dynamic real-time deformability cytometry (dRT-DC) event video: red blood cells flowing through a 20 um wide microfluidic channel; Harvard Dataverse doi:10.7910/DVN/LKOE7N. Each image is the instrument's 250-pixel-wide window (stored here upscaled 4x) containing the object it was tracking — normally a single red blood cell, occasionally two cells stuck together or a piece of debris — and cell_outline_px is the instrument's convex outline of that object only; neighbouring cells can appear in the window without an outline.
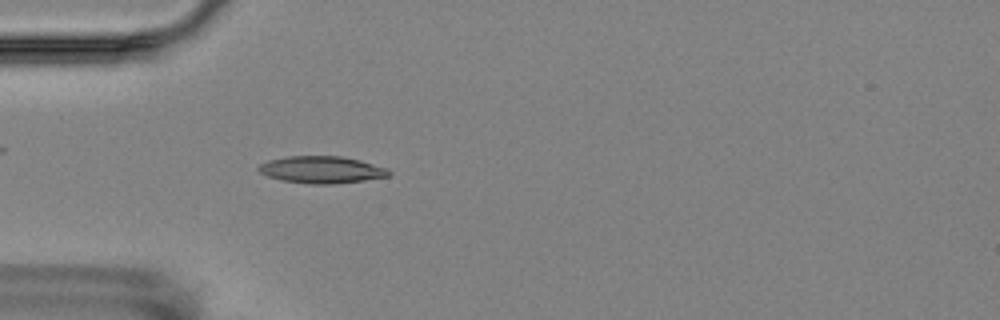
{"species": "Egyptian fruit bat (a non-hibernating species)", "species_latin": "Rousettus aegyptiacus", "temperature_condition": "room temperature", "stored_images_in_passage": 4, "camera_frame_rate_fps": 3000, "um_per_image_px": 0.085, "animal": {"sex": "female"}, "frame": {"image": 1, "passage_image": 4, "time_ms": 4.333, "image_size_px": [1000, 320], "cell_outline_px": [[392, 172], [388, 176], [364, 180], [332, 184], [308, 184], [280, 180], [268, 176], [260, 172], [256, 168], [260, 164], [268, 160], [288, 156], [340, 156], [360, 160], [388, 168]], "centroid_in_image_um": [27.33, 14.42], "position_along_channel_um": 57.7, "area_um2": 20.58}}